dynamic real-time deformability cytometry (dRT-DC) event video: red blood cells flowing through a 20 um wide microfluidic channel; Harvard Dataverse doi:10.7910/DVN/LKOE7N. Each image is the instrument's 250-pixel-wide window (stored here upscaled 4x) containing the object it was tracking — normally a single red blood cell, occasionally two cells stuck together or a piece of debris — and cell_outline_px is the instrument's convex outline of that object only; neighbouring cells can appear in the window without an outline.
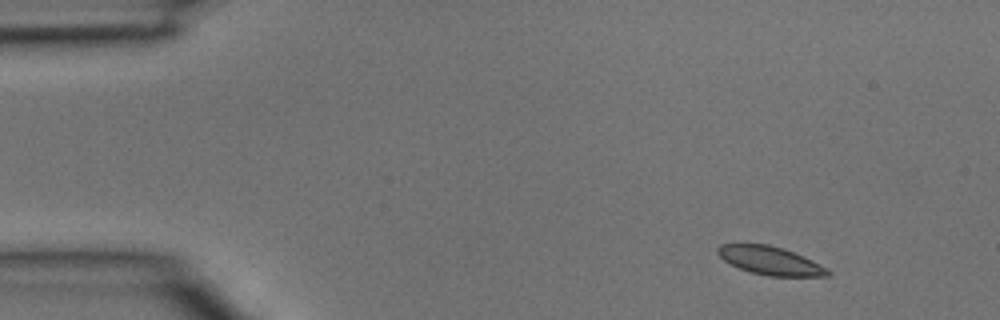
{"species": "common noctule bat (a hibernating species)", "species_latin": "Nyctalus noctula", "temperature_condition": "room temperature", "stored_images_in_passage": 4, "camera_frame_rate_fps": 3000, "um_per_image_px": 0.085, "animal": {"sex": "male", "body_mass_g": 15.6}, "frame": {"image": 1, "passage_image": 2, "time_ms": 0.333, "image_size_px": [1000, 320], "cell_outline_px": [[832, 272], [828, 276], [768, 276], [752, 272], [740, 268], [724, 260], [716, 252], [716, 248], [720, 244], [768, 244], [784, 248], [804, 256], [828, 268]], "centroid_in_image_um": [65.5, 22.14], "position_along_channel_um": 19.5, "area_um2": 18.15}}
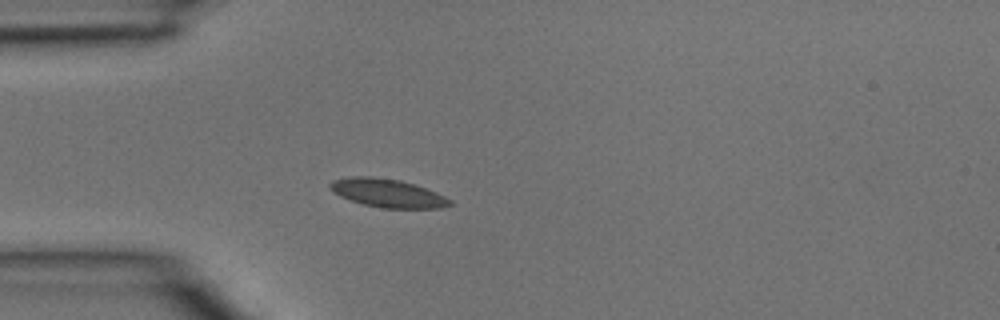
{"frame": {"image": 2, "passage_image": 4, "time_ms": 1.0, "image_size_px": [1000, 320], "cell_outline_px": [[452, 204], [440, 208], [380, 208], [364, 204], [340, 196], [332, 192], [328, 188], [328, 184], [332, 180], [352, 176], [372, 176], [400, 180], [436, 192], [452, 200]], "centroid_in_image_um": [32.9, 16.41], "position_along_channel_um": 52.1, "area_um2": 19.77}}